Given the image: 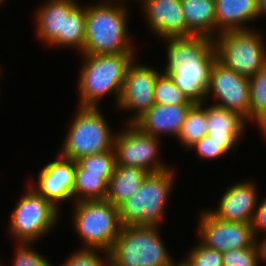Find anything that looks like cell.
<instances>
[{"label": "cell", "mask_w": 266, "mask_h": 266, "mask_svg": "<svg viewBox=\"0 0 266 266\" xmlns=\"http://www.w3.org/2000/svg\"><path fill=\"white\" fill-rule=\"evenodd\" d=\"M64 139L60 155L73 161L113 149L114 137L98 107L79 106Z\"/></svg>", "instance_id": "obj_6"}, {"label": "cell", "mask_w": 266, "mask_h": 266, "mask_svg": "<svg viewBox=\"0 0 266 266\" xmlns=\"http://www.w3.org/2000/svg\"><path fill=\"white\" fill-rule=\"evenodd\" d=\"M103 1H105V0H103ZM106 1H109V2H112V3H113V1H115V2L117 1V2L120 3L122 0H106ZM123 1H126V0H123Z\"/></svg>", "instance_id": "obj_39"}, {"label": "cell", "mask_w": 266, "mask_h": 266, "mask_svg": "<svg viewBox=\"0 0 266 266\" xmlns=\"http://www.w3.org/2000/svg\"><path fill=\"white\" fill-rule=\"evenodd\" d=\"M134 52L118 54H82L84 55L82 70L79 73V106L98 107L99 100L115 93L118 103L125 73L135 60Z\"/></svg>", "instance_id": "obj_3"}, {"label": "cell", "mask_w": 266, "mask_h": 266, "mask_svg": "<svg viewBox=\"0 0 266 266\" xmlns=\"http://www.w3.org/2000/svg\"><path fill=\"white\" fill-rule=\"evenodd\" d=\"M96 251L100 250L83 248L73 253L61 266H105V262L109 261V254L106 255L108 258L102 259Z\"/></svg>", "instance_id": "obj_32"}, {"label": "cell", "mask_w": 266, "mask_h": 266, "mask_svg": "<svg viewBox=\"0 0 266 266\" xmlns=\"http://www.w3.org/2000/svg\"><path fill=\"white\" fill-rule=\"evenodd\" d=\"M188 261L193 266H223L222 253L200 243L189 252Z\"/></svg>", "instance_id": "obj_30"}, {"label": "cell", "mask_w": 266, "mask_h": 266, "mask_svg": "<svg viewBox=\"0 0 266 266\" xmlns=\"http://www.w3.org/2000/svg\"><path fill=\"white\" fill-rule=\"evenodd\" d=\"M82 7L78 4L68 15H64L62 34V47L71 46L79 52L83 50L85 38L86 7Z\"/></svg>", "instance_id": "obj_26"}, {"label": "cell", "mask_w": 266, "mask_h": 266, "mask_svg": "<svg viewBox=\"0 0 266 266\" xmlns=\"http://www.w3.org/2000/svg\"><path fill=\"white\" fill-rule=\"evenodd\" d=\"M29 188L18 201L9 222L11 235L19 243H34L49 232L58 219L59 209Z\"/></svg>", "instance_id": "obj_9"}, {"label": "cell", "mask_w": 266, "mask_h": 266, "mask_svg": "<svg viewBox=\"0 0 266 266\" xmlns=\"http://www.w3.org/2000/svg\"><path fill=\"white\" fill-rule=\"evenodd\" d=\"M105 266H115L110 260L106 262Z\"/></svg>", "instance_id": "obj_38"}, {"label": "cell", "mask_w": 266, "mask_h": 266, "mask_svg": "<svg viewBox=\"0 0 266 266\" xmlns=\"http://www.w3.org/2000/svg\"><path fill=\"white\" fill-rule=\"evenodd\" d=\"M167 74L195 103H203L210 71L217 59L213 38L204 35L166 38Z\"/></svg>", "instance_id": "obj_1"}, {"label": "cell", "mask_w": 266, "mask_h": 266, "mask_svg": "<svg viewBox=\"0 0 266 266\" xmlns=\"http://www.w3.org/2000/svg\"><path fill=\"white\" fill-rule=\"evenodd\" d=\"M154 102L168 105H193L195 102L187 96L167 74L156 78L154 85Z\"/></svg>", "instance_id": "obj_27"}, {"label": "cell", "mask_w": 266, "mask_h": 266, "mask_svg": "<svg viewBox=\"0 0 266 266\" xmlns=\"http://www.w3.org/2000/svg\"><path fill=\"white\" fill-rule=\"evenodd\" d=\"M215 16L217 35L226 31L249 30L244 23L259 17L258 0H215Z\"/></svg>", "instance_id": "obj_20"}, {"label": "cell", "mask_w": 266, "mask_h": 266, "mask_svg": "<svg viewBox=\"0 0 266 266\" xmlns=\"http://www.w3.org/2000/svg\"><path fill=\"white\" fill-rule=\"evenodd\" d=\"M261 38L262 35L252 28L219 33L213 38L217 60L250 78L266 65V51Z\"/></svg>", "instance_id": "obj_8"}, {"label": "cell", "mask_w": 266, "mask_h": 266, "mask_svg": "<svg viewBox=\"0 0 266 266\" xmlns=\"http://www.w3.org/2000/svg\"><path fill=\"white\" fill-rule=\"evenodd\" d=\"M250 225L253 230V234L255 239L257 240V231L259 230L262 232L266 231V198L262 200V202L257 203L256 209L253 213Z\"/></svg>", "instance_id": "obj_34"}, {"label": "cell", "mask_w": 266, "mask_h": 266, "mask_svg": "<svg viewBox=\"0 0 266 266\" xmlns=\"http://www.w3.org/2000/svg\"><path fill=\"white\" fill-rule=\"evenodd\" d=\"M135 60L128 66L121 93L117 103L119 109L137 111L128 123H134L147 112L154 102V85L161 74L149 66L135 65Z\"/></svg>", "instance_id": "obj_13"}, {"label": "cell", "mask_w": 266, "mask_h": 266, "mask_svg": "<svg viewBox=\"0 0 266 266\" xmlns=\"http://www.w3.org/2000/svg\"><path fill=\"white\" fill-rule=\"evenodd\" d=\"M19 244L13 266H52L43 255L30 248L31 243Z\"/></svg>", "instance_id": "obj_31"}, {"label": "cell", "mask_w": 266, "mask_h": 266, "mask_svg": "<svg viewBox=\"0 0 266 266\" xmlns=\"http://www.w3.org/2000/svg\"><path fill=\"white\" fill-rule=\"evenodd\" d=\"M202 104L194 103L191 106L177 136L185 147L190 148L207 134V108H203Z\"/></svg>", "instance_id": "obj_25"}, {"label": "cell", "mask_w": 266, "mask_h": 266, "mask_svg": "<svg viewBox=\"0 0 266 266\" xmlns=\"http://www.w3.org/2000/svg\"><path fill=\"white\" fill-rule=\"evenodd\" d=\"M149 172L130 166L116 165L113 175L108 180L105 200L119 207L141 186Z\"/></svg>", "instance_id": "obj_22"}, {"label": "cell", "mask_w": 266, "mask_h": 266, "mask_svg": "<svg viewBox=\"0 0 266 266\" xmlns=\"http://www.w3.org/2000/svg\"><path fill=\"white\" fill-rule=\"evenodd\" d=\"M181 5L187 22V37H216L215 0H181Z\"/></svg>", "instance_id": "obj_21"}, {"label": "cell", "mask_w": 266, "mask_h": 266, "mask_svg": "<svg viewBox=\"0 0 266 266\" xmlns=\"http://www.w3.org/2000/svg\"><path fill=\"white\" fill-rule=\"evenodd\" d=\"M147 23L158 38L187 37L181 0H142Z\"/></svg>", "instance_id": "obj_15"}, {"label": "cell", "mask_w": 266, "mask_h": 266, "mask_svg": "<svg viewBox=\"0 0 266 266\" xmlns=\"http://www.w3.org/2000/svg\"><path fill=\"white\" fill-rule=\"evenodd\" d=\"M209 106L207 107V134L225 154L228 151H234V145L241 139L245 130L246 120L234 111L213 104Z\"/></svg>", "instance_id": "obj_18"}, {"label": "cell", "mask_w": 266, "mask_h": 266, "mask_svg": "<svg viewBox=\"0 0 266 266\" xmlns=\"http://www.w3.org/2000/svg\"><path fill=\"white\" fill-rule=\"evenodd\" d=\"M249 119L266 135V65L249 78Z\"/></svg>", "instance_id": "obj_24"}, {"label": "cell", "mask_w": 266, "mask_h": 266, "mask_svg": "<svg viewBox=\"0 0 266 266\" xmlns=\"http://www.w3.org/2000/svg\"><path fill=\"white\" fill-rule=\"evenodd\" d=\"M261 250L259 243L245 249H232L222 253L223 266H259Z\"/></svg>", "instance_id": "obj_29"}, {"label": "cell", "mask_w": 266, "mask_h": 266, "mask_svg": "<svg viewBox=\"0 0 266 266\" xmlns=\"http://www.w3.org/2000/svg\"><path fill=\"white\" fill-rule=\"evenodd\" d=\"M172 266H193L191 264V262L188 261V259L186 258V260L182 261V262H178V264H174V262L172 263Z\"/></svg>", "instance_id": "obj_37"}, {"label": "cell", "mask_w": 266, "mask_h": 266, "mask_svg": "<svg viewBox=\"0 0 266 266\" xmlns=\"http://www.w3.org/2000/svg\"><path fill=\"white\" fill-rule=\"evenodd\" d=\"M260 250H261V260L266 262V236L264 240L259 242Z\"/></svg>", "instance_id": "obj_35"}, {"label": "cell", "mask_w": 266, "mask_h": 266, "mask_svg": "<svg viewBox=\"0 0 266 266\" xmlns=\"http://www.w3.org/2000/svg\"><path fill=\"white\" fill-rule=\"evenodd\" d=\"M74 226L85 249L103 250L109 254L122 224L119 208L106 200L75 202Z\"/></svg>", "instance_id": "obj_7"}, {"label": "cell", "mask_w": 266, "mask_h": 266, "mask_svg": "<svg viewBox=\"0 0 266 266\" xmlns=\"http://www.w3.org/2000/svg\"><path fill=\"white\" fill-rule=\"evenodd\" d=\"M114 137L113 149L116 154V165L144 169L149 173L169 169L158 160L159 138L141 131L135 124Z\"/></svg>", "instance_id": "obj_10"}, {"label": "cell", "mask_w": 266, "mask_h": 266, "mask_svg": "<svg viewBox=\"0 0 266 266\" xmlns=\"http://www.w3.org/2000/svg\"><path fill=\"white\" fill-rule=\"evenodd\" d=\"M101 3L86 6L85 38L81 53L102 55L135 52L127 33L126 6L119 2Z\"/></svg>", "instance_id": "obj_2"}, {"label": "cell", "mask_w": 266, "mask_h": 266, "mask_svg": "<svg viewBox=\"0 0 266 266\" xmlns=\"http://www.w3.org/2000/svg\"><path fill=\"white\" fill-rule=\"evenodd\" d=\"M158 226H122L109 251L115 266H172Z\"/></svg>", "instance_id": "obj_4"}, {"label": "cell", "mask_w": 266, "mask_h": 266, "mask_svg": "<svg viewBox=\"0 0 266 266\" xmlns=\"http://www.w3.org/2000/svg\"><path fill=\"white\" fill-rule=\"evenodd\" d=\"M77 5L76 0L46 1V4L44 3L36 14L37 36L47 45L60 47L62 45L64 15H68Z\"/></svg>", "instance_id": "obj_19"}, {"label": "cell", "mask_w": 266, "mask_h": 266, "mask_svg": "<svg viewBox=\"0 0 266 266\" xmlns=\"http://www.w3.org/2000/svg\"><path fill=\"white\" fill-rule=\"evenodd\" d=\"M192 105H168L154 103L139 117L135 124L141 131L156 138L160 135L178 136L186 114Z\"/></svg>", "instance_id": "obj_17"}, {"label": "cell", "mask_w": 266, "mask_h": 266, "mask_svg": "<svg viewBox=\"0 0 266 266\" xmlns=\"http://www.w3.org/2000/svg\"><path fill=\"white\" fill-rule=\"evenodd\" d=\"M173 175L169 169L149 173L139 189L118 207L122 226H158L167 207Z\"/></svg>", "instance_id": "obj_5"}, {"label": "cell", "mask_w": 266, "mask_h": 266, "mask_svg": "<svg viewBox=\"0 0 266 266\" xmlns=\"http://www.w3.org/2000/svg\"><path fill=\"white\" fill-rule=\"evenodd\" d=\"M259 17L266 14V0H258Z\"/></svg>", "instance_id": "obj_36"}, {"label": "cell", "mask_w": 266, "mask_h": 266, "mask_svg": "<svg viewBox=\"0 0 266 266\" xmlns=\"http://www.w3.org/2000/svg\"><path fill=\"white\" fill-rule=\"evenodd\" d=\"M112 175L84 174L75 161L74 190L72 197L74 201L105 200L108 180Z\"/></svg>", "instance_id": "obj_23"}, {"label": "cell", "mask_w": 266, "mask_h": 266, "mask_svg": "<svg viewBox=\"0 0 266 266\" xmlns=\"http://www.w3.org/2000/svg\"><path fill=\"white\" fill-rule=\"evenodd\" d=\"M255 186L250 180L234 184L224 192L217 210L208 211L217 219L250 223L258 202Z\"/></svg>", "instance_id": "obj_16"}, {"label": "cell", "mask_w": 266, "mask_h": 266, "mask_svg": "<svg viewBox=\"0 0 266 266\" xmlns=\"http://www.w3.org/2000/svg\"><path fill=\"white\" fill-rule=\"evenodd\" d=\"M84 169V174L113 175L116 167V154L114 149L99 154L87 155L76 160Z\"/></svg>", "instance_id": "obj_28"}, {"label": "cell", "mask_w": 266, "mask_h": 266, "mask_svg": "<svg viewBox=\"0 0 266 266\" xmlns=\"http://www.w3.org/2000/svg\"><path fill=\"white\" fill-rule=\"evenodd\" d=\"M38 175L36 186L30 183V187L57 209L59 201L72 198L75 161L59 155L58 159L45 165Z\"/></svg>", "instance_id": "obj_14"}, {"label": "cell", "mask_w": 266, "mask_h": 266, "mask_svg": "<svg viewBox=\"0 0 266 266\" xmlns=\"http://www.w3.org/2000/svg\"><path fill=\"white\" fill-rule=\"evenodd\" d=\"M210 93L220 101L213 105L234 111L249 120V78L225 67L217 59L210 71L205 98Z\"/></svg>", "instance_id": "obj_11"}, {"label": "cell", "mask_w": 266, "mask_h": 266, "mask_svg": "<svg viewBox=\"0 0 266 266\" xmlns=\"http://www.w3.org/2000/svg\"><path fill=\"white\" fill-rule=\"evenodd\" d=\"M201 243L220 253L232 249H245L253 246L255 239L250 223L224 221L214 217L209 211L202 212L199 221Z\"/></svg>", "instance_id": "obj_12"}, {"label": "cell", "mask_w": 266, "mask_h": 266, "mask_svg": "<svg viewBox=\"0 0 266 266\" xmlns=\"http://www.w3.org/2000/svg\"><path fill=\"white\" fill-rule=\"evenodd\" d=\"M190 148H194L196 154L204 159H218L225 155V153L219 148V145L213 142L208 134L196 141Z\"/></svg>", "instance_id": "obj_33"}]
</instances>
